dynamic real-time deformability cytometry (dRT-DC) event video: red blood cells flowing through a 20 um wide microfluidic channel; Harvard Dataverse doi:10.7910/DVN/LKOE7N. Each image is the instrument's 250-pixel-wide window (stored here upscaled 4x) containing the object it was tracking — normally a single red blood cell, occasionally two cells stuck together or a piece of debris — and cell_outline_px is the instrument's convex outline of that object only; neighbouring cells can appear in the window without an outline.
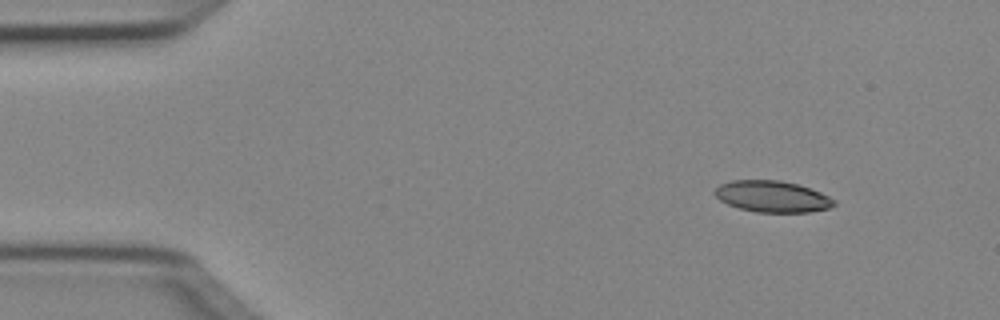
{"species": "Egyptian fruit bat (a non-hibernating species)", "species_latin": "Rousettus aegyptiacus", "temperature_condition": "cold", "stored_images_in_passage": 3, "camera_frame_rate_fps": 3000, "um_per_image_px": 0.085, "animal": {"sex": "female"}, "frame": {"image": 1, "passage_image": 1, "time_ms": 0.0, "image_size_px": [1000, 320], "cell_outline_px": [[836, 204], [828, 208], [808, 212], [756, 212], [740, 208], [728, 204], [720, 200], [712, 192], [720, 184], [732, 180], [780, 180], [796, 184], [820, 192], [836, 200]], "centroid_in_image_um": [65.62, 16.7], "position_along_channel_um": 19.4, "area_um2": 21.68}}